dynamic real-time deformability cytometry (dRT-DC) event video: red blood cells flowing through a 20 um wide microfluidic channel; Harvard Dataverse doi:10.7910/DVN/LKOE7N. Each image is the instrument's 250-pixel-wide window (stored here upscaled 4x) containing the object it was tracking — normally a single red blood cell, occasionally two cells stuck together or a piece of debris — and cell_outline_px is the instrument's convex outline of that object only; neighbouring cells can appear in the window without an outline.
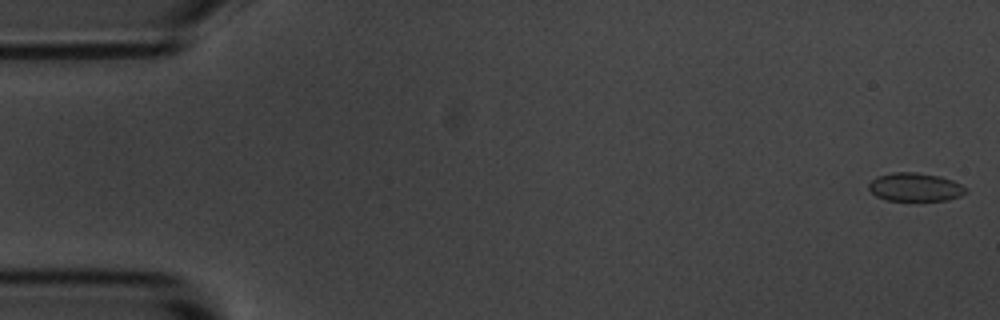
{"species": "common noctule bat (a hibernating species)", "species_latin": "Nyctalus noctula", "temperature_condition": "room temperature", "stored_images_in_passage": 16, "camera_frame_rate_fps": 3000, "um_per_image_px": 0.085, "animal": {"sex": "male", "body_mass_g": 20.1, "forearm_length_mm": 53.5}, "frame": {"image": 1, "passage_image": 1, "time_ms": 0.0, "image_size_px": [1000, 320], "cell_outline_px": [[968, 192], [960, 196], [948, 200], [884, 200], [876, 196], [868, 188], [868, 184], [876, 176], [892, 172], [916, 172], [940, 176], [952, 180], [968, 188]], "centroid_in_image_um": [77.79, 15.9], "position_along_channel_um": 7.2, "area_um2": 16.18}}
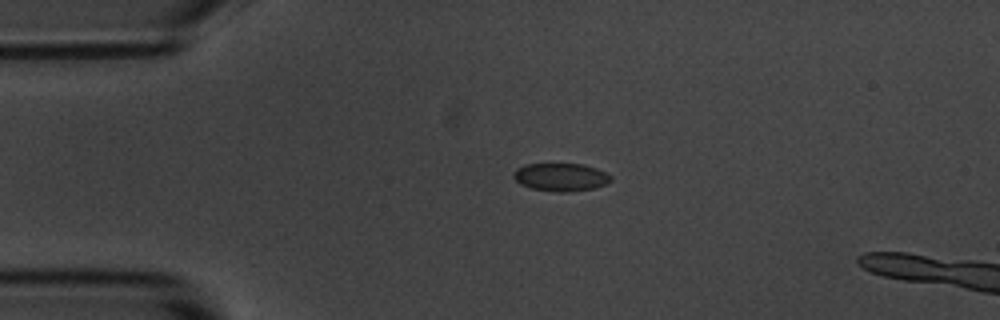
{"frame": {"image": 2, "passage_image": 12, "time_ms": 3.667, "image_size_px": [1000, 320], "cell_outline_px": [[612, 180], [604, 184], [592, 188], [568, 192], [560, 192], [532, 188], [520, 184], [512, 176], [512, 172], [516, 168], [524, 164], [580, 164], [596, 168], [612, 176]], "centroid_in_image_um": [47.62, 15.04], "position_along_channel_um": 37.4, "area_um2": 15.72}}